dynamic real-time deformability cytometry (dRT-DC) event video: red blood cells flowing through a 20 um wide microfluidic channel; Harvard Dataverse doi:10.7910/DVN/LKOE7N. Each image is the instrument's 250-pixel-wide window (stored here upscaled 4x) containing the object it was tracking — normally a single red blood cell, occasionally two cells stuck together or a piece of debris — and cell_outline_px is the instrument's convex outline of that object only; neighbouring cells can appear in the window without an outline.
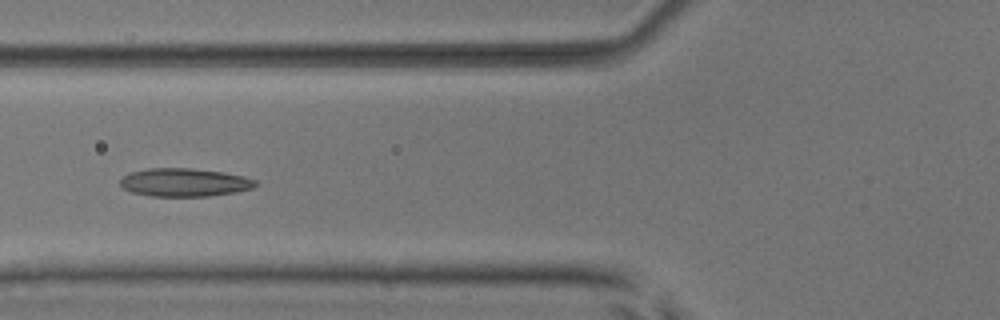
{"species": "common noctule bat (a hibernating species)", "species_latin": "Nyctalus noctula", "temperature_condition": "room temperature", "stored_images_in_passage": 5, "camera_frame_rate_fps": 3000, "um_per_image_px": 0.085, "animal": {"sex": "male", "body_mass_g": 17.9, "forearm_length_mm": 54.2}, "frame": {"image": 1, "passage_image": 5, "time_ms": 1.333, "image_size_px": [1000, 320], "cell_outline_px": [[260, 184], [252, 188], [236, 192], [208, 196], [148, 196], [132, 192], [120, 188], [120, 180], [128, 172], [148, 168], [188, 168], [224, 172], [244, 176], [256, 180]], "centroid_in_image_um": [15.66, 15.5], "position_along_channel_um": 110.1, "area_um2": 22.48}}